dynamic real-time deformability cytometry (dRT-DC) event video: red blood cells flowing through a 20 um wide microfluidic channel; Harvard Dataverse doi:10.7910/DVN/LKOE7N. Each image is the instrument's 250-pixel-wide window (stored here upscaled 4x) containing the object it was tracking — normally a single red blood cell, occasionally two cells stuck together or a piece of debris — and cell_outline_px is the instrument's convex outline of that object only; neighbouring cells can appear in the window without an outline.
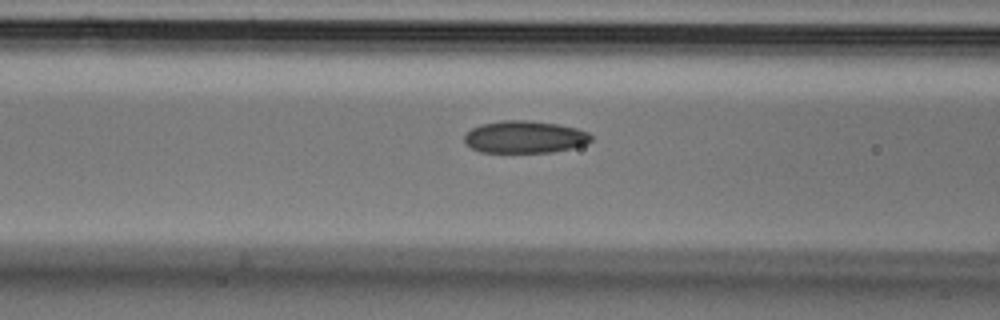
{"species": "Egyptian fruit bat (a non-hibernating species)", "species_latin": "Rousettus aegyptiacus", "temperature_condition": "cold", "stored_images_in_passage": 6, "camera_frame_rate_fps": 3000, "um_per_image_px": 0.085, "animal": {"sex": "male"}, "frame": {"image": 1, "passage_image": 5, "time_ms": 1.333, "image_size_px": [1000, 320], "cell_outline_px": [[592, 140], [584, 144], [572, 148], [552, 152], [480, 152], [472, 148], [464, 140], [464, 136], [472, 128], [480, 124], [500, 120], [528, 120], [560, 124], [576, 128], [588, 132], [592, 136]], "centroid_in_image_um": [44.61, 11.63], "position_along_channel_um": 122.0, "area_um2": 23.87}}